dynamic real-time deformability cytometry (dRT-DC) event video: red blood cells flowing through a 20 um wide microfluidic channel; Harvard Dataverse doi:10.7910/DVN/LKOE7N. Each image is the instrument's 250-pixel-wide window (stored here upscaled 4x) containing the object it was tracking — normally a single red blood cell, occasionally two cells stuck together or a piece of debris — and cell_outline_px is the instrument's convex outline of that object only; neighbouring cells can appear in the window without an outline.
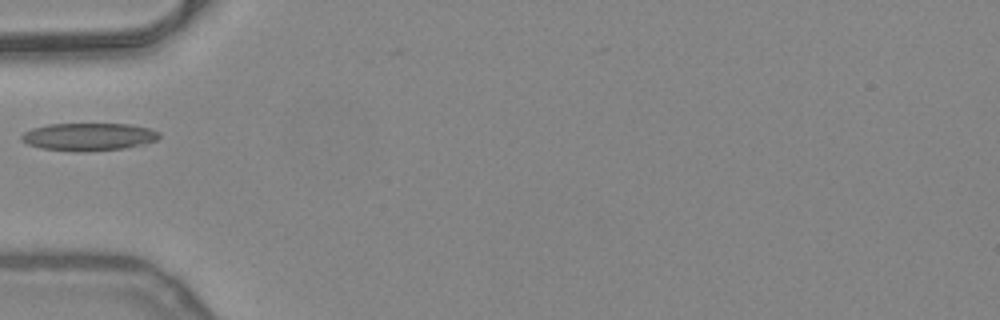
{"species": "common noctule bat (a hibernating species)", "species_latin": "Nyctalus noctula", "temperature_condition": "warm", "stored_images_in_passage": 7, "camera_frame_rate_fps": 3000, "um_per_image_px": 0.085, "animal": {"sex": "female", "body_mass_g": 24.6, "forearm_length_mm": 56.2}, "frame": {"image": 1, "passage_image": 1, "time_ms": 0.0, "image_size_px": [1000, 320], "cell_outline_px": [[160, 136], [156, 140], [124, 148], [84, 152], [76, 152], [40, 148], [28, 144], [20, 140], [20, 136], [24, 132], [32, 128], [48, 124], [128, 124], [148, 128], [160, 132]], "centroid_in_image_um": [7.48, 11.63], "position_along_channel_um": 77.5, "area_um2": 22.2}}